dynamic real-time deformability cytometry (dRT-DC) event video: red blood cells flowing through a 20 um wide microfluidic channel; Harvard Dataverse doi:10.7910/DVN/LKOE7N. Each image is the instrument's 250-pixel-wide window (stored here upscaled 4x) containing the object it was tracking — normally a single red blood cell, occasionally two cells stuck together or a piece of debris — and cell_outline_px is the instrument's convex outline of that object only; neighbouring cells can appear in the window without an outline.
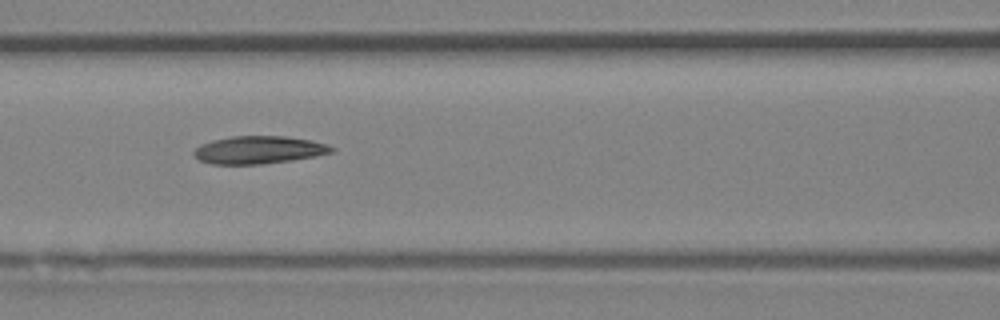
{"species": "Egyptian fruit bat (a non-hibernating species)", "species_latin": "Rousettus aegyptiacus", "temperature_condition": "room temperature", "stored_images_in_passage": 6, "camera_frame_rate_fps": 3000, "um_per_image_px": 0.085, "animal": {"sex": "female"}, "frame": {"image": 1, "passage_image": 6, "time_ms": 1.667, "image_size_px": [1000, 320], "cell_outline_px": [[336, 152], [316, 156], [292, 160], [260, 164], [212, 164], [200, 160], [192, 152], [200, 144], [212, 140], [232, 136], [284, 136], [312, 140], [328, 144], [336, 148]], "centroid_in_image_um": [22.05, 12.73], "position_along_channel_um": 144.6, "area_um2": 22.37}}